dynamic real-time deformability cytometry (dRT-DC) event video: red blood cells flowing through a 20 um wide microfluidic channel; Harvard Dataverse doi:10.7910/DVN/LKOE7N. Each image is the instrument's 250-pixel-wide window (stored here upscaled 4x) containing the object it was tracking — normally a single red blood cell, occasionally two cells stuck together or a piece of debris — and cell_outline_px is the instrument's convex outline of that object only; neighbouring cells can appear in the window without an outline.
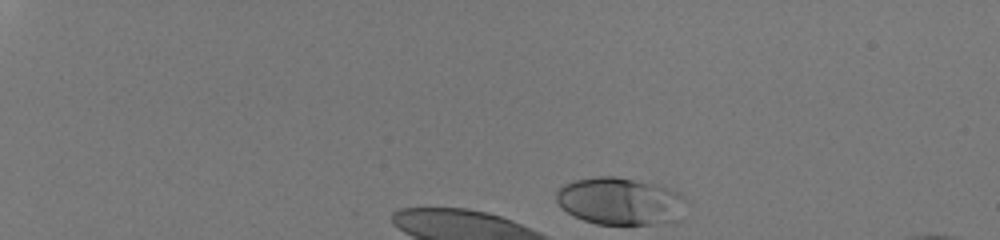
{"species": "human", "species_latin": "Homo sapiens", "temperature_condition": "room temperature", "stored_images_in_passage": 8, "camera_frame_rate_fps": 3000, "um_per_image_px": 0.085, "donor": {"sex": "male"}, "frame": {"image": 1, "passage_image": 1, "time_ms": 0.0, "image_size_px": [1000, 240], "cell_outline_px": [[688, 200], [680, 220], [652, 224], [596, 224], [584, 220], [568, 212], [556, 200], [556, 192], [564, 184], [576, 180], [596, 176], [616, 176], [660, 184], [680, 192]], "centroid_in_image_um": [52.8, 17.09], "position_along_channel_um": 32.2, "area_um2": 36.24}}